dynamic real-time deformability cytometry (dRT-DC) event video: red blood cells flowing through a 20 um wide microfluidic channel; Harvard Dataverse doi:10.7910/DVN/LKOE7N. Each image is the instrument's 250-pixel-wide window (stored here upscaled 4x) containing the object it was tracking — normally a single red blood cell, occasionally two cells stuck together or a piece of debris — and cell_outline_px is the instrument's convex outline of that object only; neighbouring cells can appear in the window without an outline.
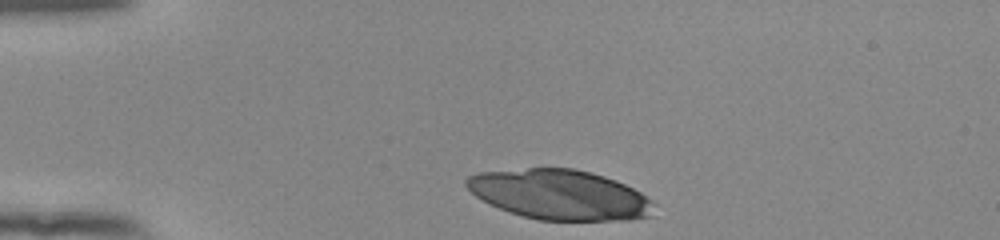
{"species": "human", "species_latin": "Homo sapiens", "temperature_condition": "room temperature", "stored_images_in_passage": 33, "camera_frame_rate_fps": 3000, "um_per_image_px": 0.085, "donor": {"sex": "female"}, "frame": {"image": 1, "passage_image": 1, "time_ms": 0.0, "image_size_px": [1000, 240], "cell_outline_px": [[656, 204], [652, 216], [632, 220], [536, 220], [508, 212], [488, 204], [476, 196], [464, 184], [464, 180], [468, 176], [480, 172], [528, 168], [572, 168], [604, 176], [616, 180], [640, 192], [652, 200]], "centroid_in_image_um": [47.58, 16.56], "position_along_channel_um": 37.4, "area_um2": 54.85}}